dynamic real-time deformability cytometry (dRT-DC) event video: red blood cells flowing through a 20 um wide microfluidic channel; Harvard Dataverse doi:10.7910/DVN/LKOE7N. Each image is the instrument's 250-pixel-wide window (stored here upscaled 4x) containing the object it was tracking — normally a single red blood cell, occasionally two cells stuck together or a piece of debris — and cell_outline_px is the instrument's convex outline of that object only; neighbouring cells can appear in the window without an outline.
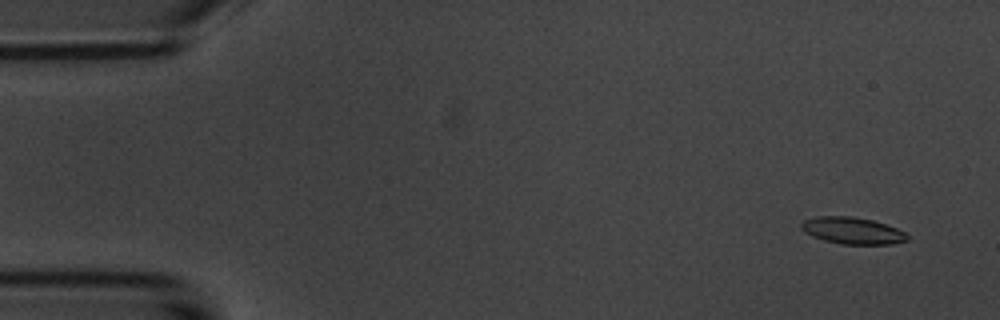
{"species": "common noctule bat (a hibernating species)", "species_latin": "Nyctalus noctula", "temperature_condition": "room temperature", "stored_images_in_passage": 9, "camera_frame_rate_fps": 3000, "um_per_image_px": 0.085, "animal": {"sex": "male", "body_mass_g": 20.1, "forearm_length_mm": 53.5}, "frame": {"image": 1, "passage_image": 1, "time_ms": 0.0, "image_size_px": [1000, 320], "cell_outline_px": [[908, 240], [892, 244], [840, 244], [824, 240], [812, 236], [804, 232], [800, 228], [800, 224], [804, 220], [816, 216], [852, 216], [872, 220], [896, 228], [904, 232], [908, 236]], "centroid_in_image_um": [72.42, 19.6], "position_along_channel_um": 12.6, "area_um2": 16.53}}
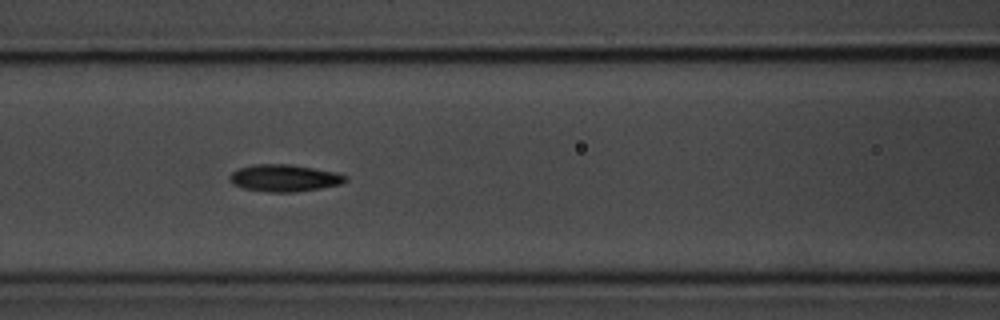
{"frame": {"image": 2, "passage_image": 7, "time_ms": 6.667, "image_size_px": [1000, 320], "cell_outline_px": [[348, 180], [340, 184], [320, 188], [292, 192], [268, 192], [244, 188], [232, 184], [228, 176], [232, 172], [240, 168], [252, 164], [292, 164], [336, 172], [348, 176]], "centroid_in_image_um": [24.17, 15.12], "position_along_channel_um": 142.4, "area_um2": 18.26}}
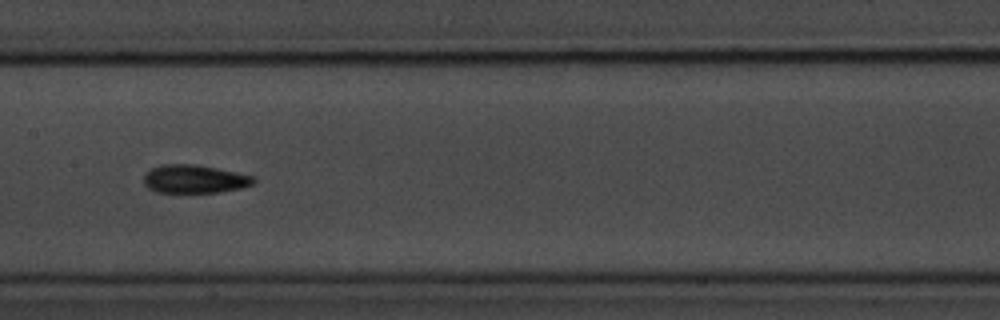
{"frame": {"image": 3, "passage_image": 8, "time_ms": 8.0, "image_size_px": [1000, 320], "cell_outline_px": [[256, 180], [252, 184], [240, 188], [220, 192], [156, 192], [148, 188], [144, 184], [144, 176], [152, 168], [160, 164], [196, 164], [216, 168], [252, 176]], "centroid_in_image_um": [16.5, 15.21], "position_along_channel_um": 190.9, "area_um2": 17.92}}